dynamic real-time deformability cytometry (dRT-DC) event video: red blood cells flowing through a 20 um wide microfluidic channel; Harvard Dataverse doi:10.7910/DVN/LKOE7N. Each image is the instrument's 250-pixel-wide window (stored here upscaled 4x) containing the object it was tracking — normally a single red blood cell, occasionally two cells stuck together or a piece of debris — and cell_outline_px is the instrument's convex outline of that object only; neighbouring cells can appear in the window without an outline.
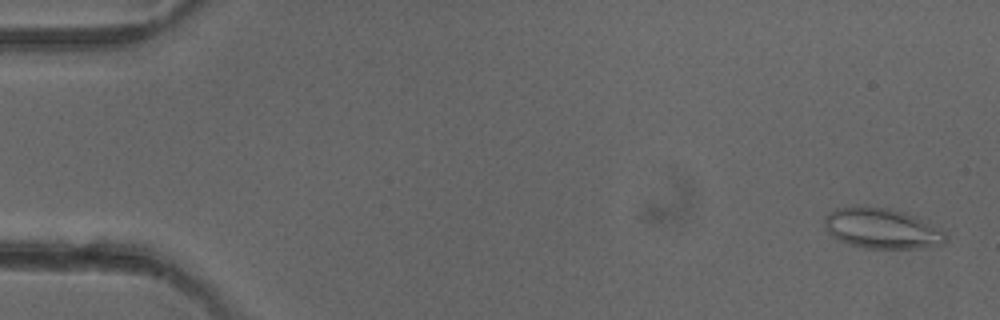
{"species": "common noctule bat (a hibernating species)", "species_latin": "Nyctalus noctula", "temperature_condition": "cold", "stored_images_in_passage": 6, "segment_of_instrument_passage": [1, 2], "camera_frame_rate_fps": 3000, "um_per_image_px": 0.085, "animal": {"sex": "female"}, "frame": {"image": 1, "passage_image": 1, "time_ms": 0.0, "image_size_px": [1000, 320], "cell_outline_px": [[948, 236], [944, 244], [928, 248], [864, 248], [848, 244], [836, 240], [824, 228], [824, 216], [828, 212], [836, 208], [856, 204], [888, 208], [904, 212], [916, 216], [944, 232]], "centroid_in_image_um": [74.9, 19.4], "position_along_channel_um": 10.1, "area_um2": 29.13}}